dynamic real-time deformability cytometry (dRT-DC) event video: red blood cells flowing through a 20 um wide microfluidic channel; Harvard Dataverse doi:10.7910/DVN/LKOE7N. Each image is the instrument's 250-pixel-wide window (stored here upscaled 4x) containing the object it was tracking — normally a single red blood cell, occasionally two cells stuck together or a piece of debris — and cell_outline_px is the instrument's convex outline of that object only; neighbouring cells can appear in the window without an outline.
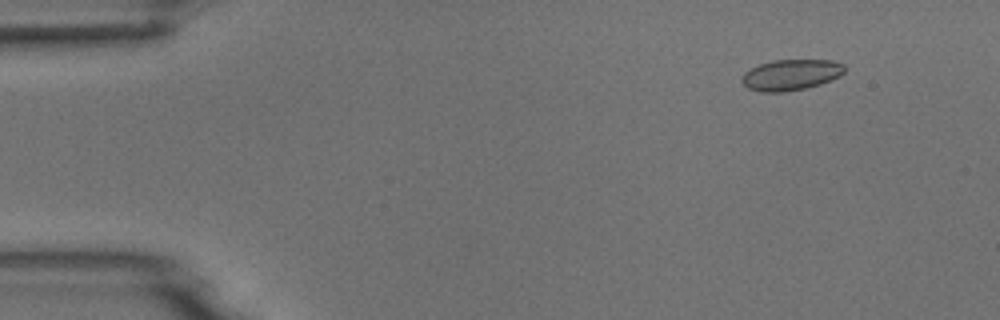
{"species": "common noctule bat (a hibernating species)", "species_latin": "Nyctalus noctula", "temperature_condition": "room temperature", "stored_images_in_passage": 4, "camera_frame_rate_fps": 3000, "um_per_image_px": 0.085, "animal": {"sex": "male", "body_mass_g": 18.8}, "frame": {"image": 1, "passage_image": 2, "time_ms": 1.0, "image_size_px": [1000, 320], "cell_outline_px": [[844, 72], [840, 76], [820, 84], [804, 88], [784, 92], [764, 92], [748, 88], [740, 80], [744, 72], [760, 64], [772, 60], [832, 60], [844, 64]], "centroid_in_image_um": [67.23, 6.35], "position_along_channel_um": 17.8, "area_um2": 18.38}}
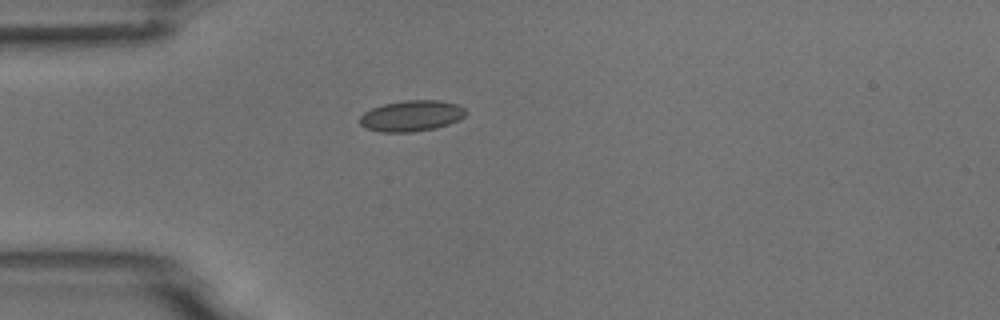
{"frame": {"image": 2, "passage_image": 4, "time_ms": 4.0, "image_size_px": [1000, 320], "cell_outline_px": [[468, 112], [460, 120], [436, 128], [412, 132], [380, 132], [364, 128], [360, 124], [360, 116], [364, 112], [372, 108], [384, 104], [404, 100], [440, 100], [460, 104]], "centroid_in_image_um": [35.0, 9.84], "position_along_channel_um": 50.0, "area_um2": 19.36}}